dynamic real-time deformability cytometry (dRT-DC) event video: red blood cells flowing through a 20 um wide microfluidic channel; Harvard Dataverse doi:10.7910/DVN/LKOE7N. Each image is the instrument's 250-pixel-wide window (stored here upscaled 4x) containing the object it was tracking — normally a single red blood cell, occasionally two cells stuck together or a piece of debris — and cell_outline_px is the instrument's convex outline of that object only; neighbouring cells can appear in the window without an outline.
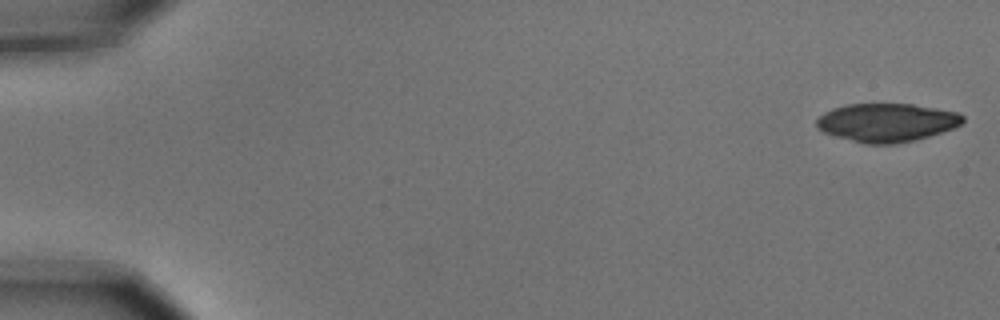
{"species": "common noctule bat (a hibernating species)", "species_latin": "Nyctalus noctula", "temperature_condition": "cold", "stored_images_in_passage": 6, "camera_frame_rate_fps": 3000, "um_per_image_px": 0.085, "animal": {"sex": "male", "body_mass_g": 15.6}, "frame": {"image": 1, "passage_image": 1, "time_ms": 0.0, "image_size_px": [1000, 320], "cell_outline_px": [[964, 120], [960, 124], [952, 128], [928, 136], [912, 140], [892, 144], [864, 144], [836, 136], [824, 132], [816, 128], [816, 120], [824, 112], [832, 108], [848, 104], [912, 104], [960, 112], [964, 116]], "centroid_in_image_um": [75.35, 10.4], "position_along_channel_um": 9.7, "area_um2": 32.6}}